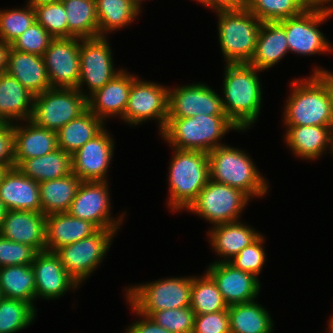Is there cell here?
<instances>
[{
    "label": "cell",
    "instance_id": "6da1fadb",
    "mask_svg": "<svg viewBox=\"0 0 333 333\" xmlns=\"http://www.w3.org/2000/svg\"><path fill=\"white\" fill-rule=\"evenodd\" d=\"M284 107L285 126H333V73L313 69L305 79H292Z\"/></svg>",
    "mask_w": 333,
    "mask_h": 333
},
{
    "label": "cell",
    "instance_id": "7a4b0ae2",
    "mask_svg": "<svg viewBox=\"0 0 333 333\" xmlns=\"http://www.w3.org/2000/svg\"><path fill=\"white\" fill-rule=\"evenodd\" d=\"M224 70L223 108L226 116L243 132L254 125L262 108L258 72L263 71L250 64H225Z\"/></svg>",
    "mask_w": 333,
    "mask_h": 333
},
{
    "label": "cell",
    "instance_id": "3957f363",
    "mask_svg": "<svg viewBox=\"0 0 333 333\" xmlns=\"http://www.w3.org/2000/svg\"><path fill=\"white\" fill-rule=\"evenodd\" d=\"M173 149L169 163L167 206L174 212L186 211L210 180L208 153L196 150Z\"/></svg>",
    "mask_w": 333,
    "mask_h": 333
},
{
    "label": "cell",
    "instance_id": "277c9868",
    "mask_svg": "<svg viewBox=\"0 0 333 333\" xmlns=\"http://www.w3.org/2000/svg\"><path fill=\"white\" fill-rule=\"evenodd\" d=\"M232 129L240 132L226 115L198 114L187 118H167L166 126L159 135L172 148L208 153L225 145L220 140Z\"/></svg>",
    "mask_w": 333,
    "mask_h": 333
},
{
    "label": "cell",
    "instance_id": "5b68a950",
    "mask_svg": "<svg viewBox=\"0 0 333 333\" xmlns=\"http://www.w3.org/2000/svg\"><path fill=\"white\" fill-rule=\"evenodd\" d=\"M243 149L222 145L208 152L210 179L239 189L251 199L265 197L269 183Z\"/></svg>",
    "mask_w": 333,
    "mask_h": 333
},
{
    "label": "cell",
    "instance_id": "8992f818",
    "mask_svg": "<svg viewBox=\"0 0 333 333\" xmlns=\"http://www.w3.org/2000/svg\"><path fill=\"white\" fill-rule=\"evenodd\" d=\"M218 39L226 64H249L262 25L247 8L238 11H219Z\"/></svg>",
    "mask_w": 333,
    "mask_h": 333
},
{
    "label": "cell",
    "instance_id": "52a82bcc",
    "mask_svg": "<svg viewBox=\"0 0 333 333\" xmlns=\"http://www.w3.org/2000/svg\"><path fill=\"white\" fill-rule=\"evenodd\" d=\"M192 276L167 277L126 287L125 296L137 312L150 316L155 311L190 306Z\"/></svg>",
    "mask_w": 333,
    "mask_h": 333
},
{
    "label": "cell",
    "instance_id": "ba28073f",
    "mask_svg": "<svg viewBox=\"0 0 333 333\" xmlns=\"http://www.w3.org/2000/svg\"><path fill=\"white\" fill-rule=\"evenodd\" d=\"M333 15V8L309 6L301 14L279 21L285 29L289 51L301 56L333 51L325 34L318 28Z\"/></svg>",
    "mask_w": 333,
    "mask_h": 333
},
{
    "label": "cell",
    "instance_id": "9c48e42d",
    "mask_svg": "<svg viewBox=\"0 0 333 333\" xmlns=\"http://www.w3.org/2000/svg\"><path fill=\"white\" fill-rule=\"evenodd\" d=\"M87 109V98L77 88L51 87L34 96L31 120L57 132Z\"/></svg>",
    "mask_w": 333,
    "mask_h": 333
},
{
    "label": "cell",
    "instance_id": "30bf717a",
    "mask_svg": "<svg viewBox=\"0 0 333 333\" xmlns=\"http://www.w3.org/2000/svg\"><path fill=\"white\" fill-rule=\"evenodd\" d=\"M250 199L243 191L210 179L187 211L215 226L239 221Z\"/></svg>",
    "mask_w": 333,
    "mask_h": 333
},
{
    "label": "cell",
    "instance_id": "8fae6325",
    "mask_svg": "<svg viewBox=\"0 0 333 333\" xmlns=\"http://www.w3.org/2000/svg\"><path fill=\"white\" fill-rule=\"evenodd\" d=\"M119 229H99L88 238L81 239L70 245L60 247L55 251L59 256L63 268L78 282L82 284L93 271L100 266L108 249L111 247L114 236ZM90 275V276H89Z\"/></svg>",
    "mask_w": 333,
    "mask_h": 333
},
{
    "label": "cell",
    "instance_id": "7c38bea8",
    "mask_svg": "<svg viewBox=\"0 0 333 333\" xmlns=\"http://www.w3.org/2000/svg\"><path fill=\"white\" fill-rule=\"evenodd\" d=\"M168 88L137 76L132 81L127 107L121 120L131 126L142 125L148 119L157 120L161 133L168 118Z\"/></svg>",
    "mask_w": 333,
    "mask_h": 333
},
{
    "label": "cell",
    "instance_id": "4fadbf2b",
    "mask_svg": "<svg viewBox=\"0 0 333 333\" xmlns=\"http://www.w3.org/2000/svg\"><path fill=\"white\" fill-rule=\"evenodd\" d=\"M109 44L106 36L80 39V75L77 89L86 98L102 88L122 70L115 69ZM82 85L88 86L89 93L84 91Z\"/></svg>",
    "mask_w": 333,
    "mask_h": 333
},
{
    "label": "cell",
    "instance_id": "5bb4252c",
    "mask_svg": "<svg viewBox=\"0 0 333 333\" xmlns=\"http://www.w3.org/2000/svg\"><path fill=\"white\" fill-rule=\"evenodd\" d=\"M108 183V181H82L68 213L93 223L98 229H119L125 215L122 213L116 219L111 216Z\"/></svg>",
    "mask_w": 333,
    "mask_h": 333
},
{
    "label": "cell",
    "instance_id": "9a60e30c",
    "mask_svg": "<svg viewBox=\"0 0 333 333\" xmlns=\"http://www.w3.org/2000/svg\"><path fill=\"white\" fill-rule=\"evenodd\" d=\"M198 114L226 115L222 97L201 82L168 88V118H187Z\"/></svg>",
    "mask_w": 333,
    "mask_h": 333
},
{
    "label": "cell",
    "instance_id": "2e32d148",
    "mask_svg": "<svg viewBox=\"0 0 333 333\" xmlns=\"http://www.w3.org/2000/svg\"><path fill=\"white\" fill-rule=\"evenodd\" d=\"M80 38H54L43 54L51 87L77 88Z\"/></svg>",
    "mask_w": 333,
    "mask_h": 333
},
{
    "label": "cell",
    "instance_id": "e0dca14e",
    "mask_svg": "<svg viewBox=\"0 0 333 333\" xmlns=\"http://www.w3.org/2000/svg\"><path fill=\"white\" fill-rule=\"evenodd\" d=\"M114 143L105 127L71 155L72 172L81 181H108L106 177L114 153Z\"/></svg>",
    "mask_w": 333,
    "mask_h": 333
},
{
    "label": "cell",
    "instance_id": "ac0fdd59",
    "mask_svg": "<svg viewBox=\"0 0 333 333\" xmlns=\"http://www.w3.org/2000/svg\"><path fill=\"white\" fill-rule=\"evenodd\" d=\"M206 272L216 282L228 306L255 301L261 291L259 278L235 268L229 262L210 263Z\"/></svg>",
    "mask_w": 333,
    "mask_h": 333
},
{
    "label": "cell",
    "instance_id": "d6986e66",
    "mask_svg": "<svg viewBox=\"0 0 333 333\" xmlns=\"http://www.w3.org/2000/svg\"><path fill=\"white\" fill-rule=\"evenodd\" d=\"M36 282V300H56L68 290L80 287L78 282L63 268L55 252H37L31 264Z\"/></svg>",
    "mask_w": 333,
    "mask_h": 333
},
{
    "label": "cell",
    "instance_id": "ffe728a7",
    "mask_svg": "<svg viewBox=\"0 0 333 333\" xmlns=\"http://www.w3.org/2000/svg\"><path fill=\"white\" fill-rule=\"evenodd\" d=\"M136 77L122 69L111 81L87 98L88 109L104 123L113 116L122 119L132 81Z\"/></svg>",
    "mask_w": 333,
    "mask_h": 333
},
{
    "label": "cell",
    "instance_id": "44dd1931",
    "mask_svg": "<svg viewBox=\"0 0 333 333\" xmlns=\"http://www.w3.org/2000/svg\"><path fill=\"white\" fill-rule=\"evenodd\" d=\"M45 226L46 215L42 212L9 210L3 220L0 235L41 252L46 250Z\"/></svg>",
    "mask_w": 333,
    "mask_h": 333
},
{
    "label": "cell",
    "instance_id": "7402d4cb",
    "mask_svg": "<svg viewBox=\"0 0 333 333\" xmlns=\"http://www.w3.org/2000/svg\"><path fill=\"white\" fill-rule=\"evenodd\" d=\"M0 199L7 210L42 212L39 183L17 167L9 168L0 181Z\"/></svg>",
    "mask_w": 333,
    "mask_h": 333
},
{
    "label": "cell",
    "instance_id": "603a6c76",
    "mask_svg": "<svg viewBox=\"0 0 333 333\" xmlns=\"http://www.w3.org/2000/svg\"><path fill=\"white\" fill-rule=\"evenodd\" d=\"M6 72L34 96L51 88L43 56L20 52L9 46Z\"/></svg>",
    "mask_w": 333,
    "mask_h": 333
},
{
    "label": "cell",
    "instance_id": "cb8c5ba5",
    "mask_svg": "<svg viewBox=\"0 0 333 333\" xmlns=\"http://www.w3.org/2000/svg\"><path fill=\"white\" fill-rule=\"evenodd\" d=\"M332 133L333 126H286L285 144L294 156L313 161L331 151Z\"/></svg>",
    "mask_w": 333,
    "mask_h": 333
},
{
    "label": "cell",
    "instance_id": "d4e9b609",
    "mask_svg": "<svg viewBox=\"0 0 333 333\" xmlns=\"http://www.w3.org/2000/svg\"><path fill=\"white\" fill-rule=\"evenodd\" d=\"M98 230L93 223L71 216L68 212L46 215V250L55 252L60 247L92 236Z\"/></svg>",
    "mask_w": 333,
    "mask_h": 333
},
{
    "label": "cell",
    "instance_id": "484cf974",
    "mask_svg": "<svg viewBox=\"0 0 333 333\" xmlns=\"http://www.w3.org/2000/svg\"><path fill=\"white\" fill-rule=\"evenodd\" d=\"M207 232L209 241L216 255H220L223 259L214 261L216 262H229L232 260L243 248L249 246L255 241L261 233L245 225L242 221L228 222L211 226Z\"/></svg>",
    "mask_w": 333,
    "mask_h": 333
},
{
    "label": "cell",
    "instance_id": "4316f807",
    "mask_svg": "<svg viewBox=\"0 0 333 333\" xmlns=\"http://www.w3.org/2000/svg\"><path fill=\"white\" fill-rule=\"evenodd\" d=\"M34 95L7 72L0 74V122L31 120Z\"/></svg>",
    "mask_w": 333,
    "mask_h": 333
},
{
    "label": "cell",
    "instance_id": "83f0119b",
    "mask_svg": "<svg viewBox=\"0 0 333 333\" xmlns=\"http://www.w3.org/2000/svg\"><path fill=\"white\" fill-rule=\"evenodd\" d=\"M22 123H14L15 166L21 160L40 157L58 148L57 132L39 127L32 120H25L26 125Z\"/></svg>",
    "mask_w": 333,
    "mask_h": 333
},
{
    "label": "cell",
    "instance_id": "f1b7e54d",
    "mask_svg": "<svg viewBox=\"0 0 333 333\" xmlns=\"http://www.w3.org/2000/svg\"><path fill=\"white\" fill-rule=\"evenodd\" d=\"M290 52L285 29L278 22H263L258 36L251 66L264 71L275 66Z\"/></svg>",
    "mask_w": 333,
    "mask_h": 333
},
{
    "label": "cell",
    "instance_id": "f546056e",
    "mask_svg": "<svg viewBox=\"0 0 333 333\" xmlns=\"http://www.w3.org/2000/svg\"><path fill=\"white\" fill-rule=\"evenodd\" d=\"M15 167L38 183L60 179L72 173L71 155L60 148L40 157L21 160Z\"/></svg>",
    "mask_w": 333,
    "mask_h": 333
},
{
    "label": "cell",
    "instance_id": "4dcf8cb0",
    "mask_svg": "<svg viewBox=\"0 0 333 333\" xmlns=\"http://www.w3.org/2000/svg\"><path fill=\"white\" fill-rule=\"evenodd\" d=\"M105 125L106 123L87 109L57 131L58 148L73 155L86 142L98 135Z\"/></svg>",
    "mask_w": 333,
    "mask_h": 333
},
{
    "label": "cell",
    "instance_id": "1f68e13d",
    "mask_svg": "<svg viewBox=\"0 0 333 333\" xmlns=\"http://www.w3.org/2000/svg\"><path fill=\"white\" fill-rule=\"evenodd\" d=\"M81 180L73 172L66 177L39 183L42 213L68 212Z\"/></svg>",
    "mask_w": 333,
    "mask_h": 333
},
{
    "label": "cell",
    "instance_id": "d6a6232c",
    "mask_svg": "<svg viewBox=\"0 0 333 333\" xmlns=\"http://www.w3.org/2000/svg\"><path fill=\"white\" fill-rule=\"evenodd\" d=\"M230 333H273L269 311L257 301L228 306Z\"/></svg>",
    "mask_w": 333,
    "mask_h": 333
},
{
    "label": "cell",
    "instance_id": "836d02e7",
    "mask_svg": "<svg viewBox=\"0 0 333 333\" xmlns=\"http://www.w3.org/2000/svg\"><path fill=\"white\" fill-rule=\"evenodd\" d=\"M0 288L5 298L25 301L36 310V282L31 265L1 267Z\"/></svg>",
    "mask_w": 333,
    "mask_h": 333
},
{
    "label": "cell",
    "instance_id": "e575fe53",
    "mask_svg": "<svg viewBox=\"0 0 333 333\" xmlns=\"http://www.w3.org/2000/svg\"><path fill=\"white\" fill-rule=\"evenodd\" d=\"M95 2L99 36L107 37L109 33L130 26L140 13L132 0H95Z\"/></svg>",
    "mask_w": 333,
    "mask_h": 333
},
{
    "label": "cell",
    "instance_id": "d590c367",
    "mask_svg": "<svg viewBox=\"0 0 333 333\" xmlns=\"http://www.w3.org/2000/svg\"><path fill=\"white\" fill-rule=\"evenodd\" d=\"M66 9L68 38L99 37L95 0H61Z\"/></svg>",
    "mask_w": 333,
    "mask_h": 333
},
{
    "label": "cell",
    "instance_id": "8d00e7d4",
    "mask_svg": "<svg viewBox=\"0 0 333 333\" xmlns=\"http://www.w3.org/2000/svg\"><path fill=\"white\" fill-rule=\"evenodd\" d=\"M190 307L195 314L215 313L227 310L216 282L205 272L203 276H192Z\"/></svg>",
    "mask_w": 333,
    "mask_h": 333
},
{
    "label": "cell",
    "instance_id": "74e56055",
    "mask_svg": "<svg viewBox=\"0 0 333 333\" xmlns=\"http://www.w3.org/2000/svg\"><path fill=\"white\" fill-rule=\"evenodd\" d=\"M308 7L305 0H247V9L262 22H279Z\"/></svg>",
    "mask_w": 333,
    "mask_h": 333
},
{
    "label": "cell",
    "instance_id": "f35d334b",
    "mask_svg": "<svg viewBox=\"0 0 333 333\" xmlns=\"http://www.w3.org/2000/svg\"><path fill=\"white\" fill-rule=\"evenodd\" d=\"M37 316L29 303L3 298L0 301V333H15L33 324Z\"/></svg>",
    "mask_w": 333,
    "mask_h": 333
},
{
    "label": "cell",
    "instance_id": "ab89813d",
    "mask_svg": "<svg viewBox=\"0 0 333 333\" xmlns=\"http://www.w3.org/2000/svg\"><path fill=\"white\" fill-rule=\"evenodd\" d=\"M26 5L23 9L0 10V40L8 46L36 22L35 9Z\"/></svg>",
    "mask_w": 333,
    "mask_h": 333
},
{
    "label": "cell",
    "instance_id": "60d3db41",
    "mask_svg": "<svg viewBox=\"0 0 333 333\" xmlns=\"http://www.w3.org/2000/svg\"><path fill=\"white\" fill-rule=\"evenodd\" d=\"M36 21L53 37L68 38L66 9L62 1L35 8Z\"/></svg>",
    "mask_w": 333,
    "mask_h": 333
},
{
    "label": "cell",
    "instance_id": "b9f144b4",
    "mask_svg": "<svg viewBox=\"0 0 333 333\" xmlns=\"http://www.w3.org/2000/svg\"><path fill=\"white\" fill-rule=\"evenodd\" d=\"M156 324L171 333H192L195 312L191 307L155 311L149 316Z\"/></svg>",
    "mask_w": 333,
    "mask_h": 333
},
{
    "label": "cell",
    "instance_id": "7bdbcfd3",
    "mask_svg": "<svg viewBox=\"0 0 333 333\" xmlns=\"http://www.w3.org/2000/svg\"><path fill=\"white\" fill-rule=\"evenodd\" d=\"M264 239V235H260L249 246L239 251L229 263L235 268L252 273L258 278L267 260L263 245L265 243Z\"/></svg>",
    "mask_w": 333,
    "mask_h": 333
},
{
    "label": "cell",
    "instance_id": "ee69618b",
    "mask_svg": "<svg viewBox=\"0 0 333 333\" xmlns=\"http://www.w3.org/2000/svg\"><path fill=\"white\" fill-rule=\"evenodd\" d=\"M54 38L36 21L10 47L14 50L43 56Z\"/></svg>",
    "mask_w": 333,
    "mask_h": 333
},
{
    "label": "cell",
    "instance_id": "f6af8a7d",
    "mask_svg": "<svg viewBox=\"0 0 333 333\" xmlns=\"http://www.w3.org/2000/svg\"><path fill=\"white\" fill-rule=\"evenodd\" d=\"M37 251L23 243L13 242L0 235V268L31 265Z\"/></svg>",
    "mask_w": 333,
    "mask_h": 333
},
{
    "label": "cell",
    "instance_id": "bcb514c9",
    "mask_svg": "<svg viewBox=\"0 0 333 333\" xmlns=\"http://www.w3.org/2000/svg\"><path fill=\"white\" fill-rule=\"evenodd\" d=\"M192 333H230L228 309L215 313L195 314Z\"/></svg>",
    "mask_w": 333,
    "mask_h": 333
},
{
    "label": "cell",
    "instance_id": "7dc6e473",
    "mask_svg": "<svg viewBox=\"0 0 333 333\" xmlns=\"http://www.w3.org/2000/svg\"><path fill=\"white\" fill-rule=\"evenodd\" d=\"M0 166L15 167L14 123L0 124Z\"/></svg>",
    "mask_w": 333,
    "mask_h": 333
},
{
    "label": "cell",
    "instance_id": "c3c4849f",
    "mask_svg": "<svg viewBox=\"0 0 333 333\" xmlns=\"http://www.w3.org/2000/svg\"><path fill=\"white\" fill-rule=\"evenodd\" d=\"M130 308L136 316L140 317V321H134L128 326L125 333H171L166 328L156 324L150 317L137 312L130 304Z\"/></svg>",
    "mask_w": 333,
    "mask_h": 333
},
{
    "label": "cell",
    "instance_id": "681fc988",
    "mask_svg": "<svg viewBox=\"0 0 333 333\" xmlns=\"http://www.w3.org/2000/svg\"><path fill=\"white\" fill-rule=\"evenodd\" d=\"M204 6L219 11H238L247 8V0H204Z\"/></svg>",
    "mask_w": 333,
    "mask_h": 333
},
{
    "label": "cell",
    "instance_id": "f907efd6",
    "mask_svg": "<svg viewBox=\"0 0 333 333\" xmlns=\"http://www.w3.org/2000/svg\"><path fill=\"white\" fill-rule=\"evenodd\" d=\"M8 48L9 46L0 40V74L6 72Z\"/></svg>",
    "mask_w": 333,
    "mask_h": 333
},
{
    "label": "cell",
    "instance_id": "816d5d0a",
    "mask_svg": "<svg viewBox=\"0 0 333 333\" xmlns=\"http://www.w3.org/2000/svg\"><path fill=\"white\" fill-rule=\"evenodd\" d=\"M59 1H61V0H28L26 4L30 5L31 7H33L35 9L36 7H39L41 5H47V4L56 3Z\"/></svg>",
    "mask_w": 333,
    "mask_h": 333
},
{
    "label": "cell",
    "instance_id": "f5cc1de1",
    "mask_svg": "<svg viewBox=\"0 0 333 333\" xmlns=\"http://www.w3.org/2000/svg\"><path fill=\"white\" fill-rule=\"evenodd\" d=\"M305 1L309 6H324V7L333 8V5L329 4L330 2L333 3V0H305Z\"/></svg>",
    "mask_w": 333,
    "mask_h": 333
},
{
    "label": "cell",
    "instance_id": "db71d44e",
    "mask_svg": "<svg viewBox=\"0 0 333 333\" xmlns=\"http://www.w3.org/2000/svg\"><path fill=\"white\" fill-rule=\"evenodd\" d=\"M7 208L5 206V204L2 202V200L0 199V230L1 227L3 225V220L5 218V215L7 214Z\"/></svg>",
    "mask_w": 333,
    "mask_h": 333
},
{
    "label": "cell",
    "instance_id": "11a10c76",
    "mask_svg": "<svg viewBox=\"0 0 333 333\" xmlns=\"http://www.w3.org/2000/svg\"><path fill=\"white\" fill-rule=\"evenodd\" d=\"M142 1L144 2V0H132L133 4L139 9L140 12L142 11Z\"/></svg>",
    "mask_w": 333,
    "mask_h": 333
},
{
    "label": "cell",
    "instance_id": "9f6ffc18",
    "mask_svg": "<svg viewBox=\"0 0 333 333\" xmlns=\"http://www.w3.org/2000/svg\"><path fill=\"white\" fill-rule=\"evenodd\" d=\"M328 333H333V315L331 316L329 322H328Z\"/></svg>",
    "mask_w": 333,
    "mask_h": 333
},
{
    "label": "cell",
    "instance_id": "6f0895ef",
    "mask_svg": "<svg viewBox=\"0 0 333 333\" xmlns=\"http://www.w3.org/2000/svg\"><path fill=\"white\" fill-rule=\"evenodd\" d=\"M7 169L4 167V166H0V181H1V178L3 176V174L5 173Z\"/></svg>",
    "mask_w": 333,
    "mask_h": 333
},
{
    "label": "cell",
    "instance_id": "680465c9",
    "mask_svg": "<svg viewBox=\"0 0 333 333\" xmlns=\"http://www.w3.org/2000/svg\"><path fill=\"white\" fill-rule=\"evenodd\" d=\"M329 153H333V133H332L331 151Z\"/></svg>",
    "mask_w": 333,
    "mask_h": 333
},
{
    "label": "cell",
    "instance_id": "91938a15",
    "mask_svg": "<svg viewBox=\"0 0 333 333\" xmlns=\"http://www.w3.org/2000/svg\"><path fill=\"white\" fill-rule=\"evenodd\" d=\"M195 1L199 2L201 5L204 6V0H195Z\"/></svg>",
    "mask_w": 333,
    "mask_h": 333
},
{
    "label": "cell",
    "instance_id": "94428289",
    "mask_svg": "<svg viewBox=\"0 0 333 333\" xmlns=\"http://www.w3.org/2000/svg\"><path fill=\"white\" fill-rule=\"evenodd\" d=\"M4 298L3 294H2V291H1V288H0V301Z\"/></svg>",
    "mask_w": 333,
    "mask_h": 333
}]
</instances>
